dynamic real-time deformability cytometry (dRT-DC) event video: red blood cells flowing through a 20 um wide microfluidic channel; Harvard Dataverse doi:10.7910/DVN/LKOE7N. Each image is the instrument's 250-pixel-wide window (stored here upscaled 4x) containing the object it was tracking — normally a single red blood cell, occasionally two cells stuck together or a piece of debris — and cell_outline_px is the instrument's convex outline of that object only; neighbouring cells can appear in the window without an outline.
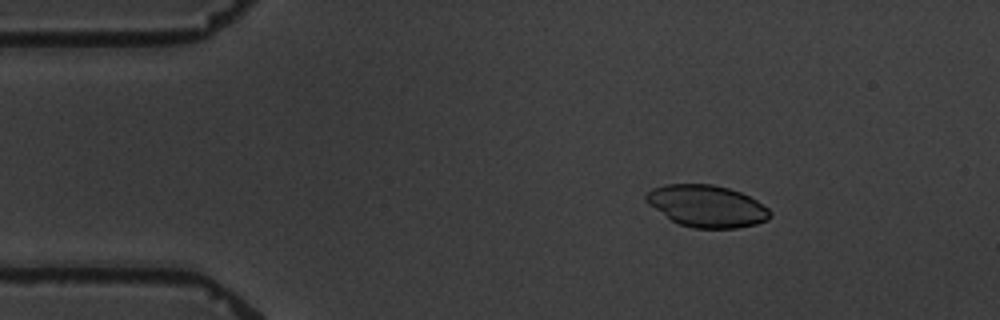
{"species": "common noctule bat (a hibernating species)", "species_latin": "Nyctalus noctula", "temperature_condition": "warm", "stored_images_in_passage": 4, "camera_frame_rate_fps": 3000, "um_per_image_px": 0.085, "animal": {"sex": "male", "body_mass_g": 19.5, "forearm_length_mm": 54.6}, "frame": {"image": 1, "passage_image": 2, "time_ms": 1.667, "image_size_px": [1000, 320], "cell_outline_px": [[772, 216], [768, 220], [756, 224], [736, 228], [692, 228], [680, 224], [672, 220], [648, 204], [644, 200], [644, 196], [652, 188], [668, 184], [712, 184], [728, 188], [740, 192], [756, 200], [768, 208], [772, 212]], "centroid_in_image_um": [60.09, 17.52], "position_along_channel_um": 24.9, "area_um2": 30.23}}